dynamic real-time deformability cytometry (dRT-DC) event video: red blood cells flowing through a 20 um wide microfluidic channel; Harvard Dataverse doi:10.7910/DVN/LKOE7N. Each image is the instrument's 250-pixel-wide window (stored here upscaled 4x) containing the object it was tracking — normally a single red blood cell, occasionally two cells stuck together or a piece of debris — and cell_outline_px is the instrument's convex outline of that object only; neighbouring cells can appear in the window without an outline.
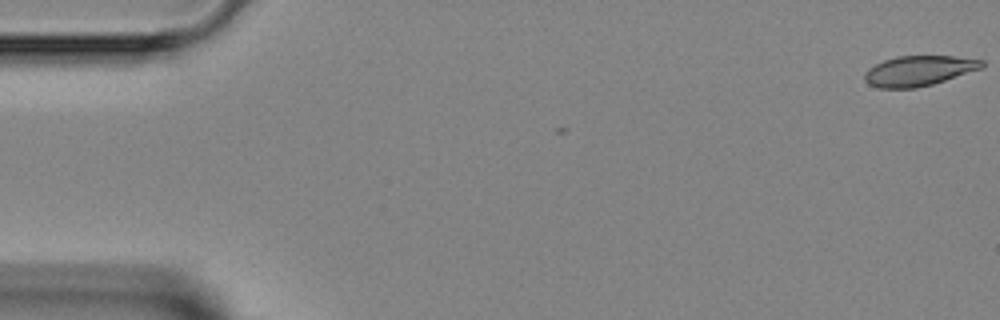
{"species": "Egyptian fruit bat (a non-hibernating species)", "species_latin": "Rousettus aegyptiacus", "temperature_condition": "room temperature", "stored_images_in_passage": 5, "camera_frame_rate_fps": 3000, "um_per_image_px": 0.085, "animal": {"sex": "female"}, "frame": {"image": 1, "passage_image": 1, "time_ms": 0.0, "image_size_px": [1000, 320], "cell_outline_px": [[984, 68], [932, 84], [916, 88], [880, 88], [868, 84], [864, 80], [864, 72], [868, 68], [884, 60], [896, 56], [952, 56], [984, 60]], "centroid_in_image_um": [78.1, 6.02], "position_along_channel_um": 6.9, "area_um2": 20.69}}